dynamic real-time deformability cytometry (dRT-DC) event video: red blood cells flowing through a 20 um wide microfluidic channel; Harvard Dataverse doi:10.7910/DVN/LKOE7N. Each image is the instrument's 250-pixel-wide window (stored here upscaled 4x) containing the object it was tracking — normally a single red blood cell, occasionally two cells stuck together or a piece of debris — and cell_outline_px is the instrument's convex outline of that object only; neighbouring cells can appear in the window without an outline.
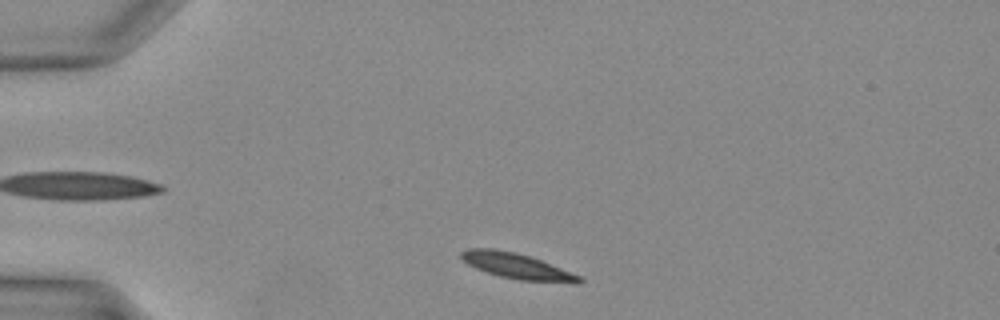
{"species": "Egyptian fruit bat (a non-hibernating species)", "species_latin": "Rousettus aegyptiacus", "temperature_condition": "warm", "stored_images_in_passage": 32, "camera_frame_rate_fps": 3000, "um_per_image_px": 0.085, "animal": {"sex": "female"}, "frame": {"image": 1, "passage_image": 2, "time_ms": 0.333, "image_size_px": [1000, 320], "cell_outline_px": [[584, 280], [580, 284], [576, 284], [520, 280], [500, 276], [476, 268], [468, 264], [460, 256], [460, 252], [468, 248], [496, 248], [516, 252], [540, 260], [580, 276]], "centroid_in_image_um": [43.95, 22.62], "position_along_channel_um": 41.1, "area_um2": 17.57}}
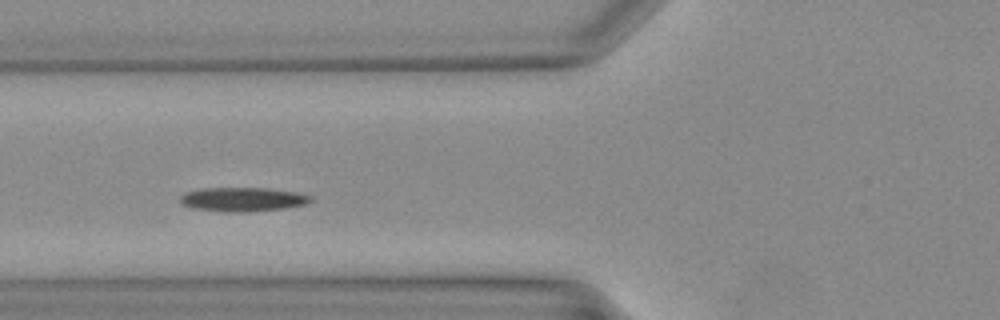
{"frame": {"image": 2, "passage_image": 8, "time_ms": 2.333, "image_size_px": [1000, 320], "cell_outline_px": [[312, 200], [304, 204], [284, 208], [240, 212], [224, 212], [192, 208], [180, 204], [180, 196], [184, 192], [204, 188], [264, 188], [292, 192], [312, 196]], "centroid_in_image_um": [20.54, 16.95], "position_along_channel_um": 105.3, "area_um2": 18.09}}
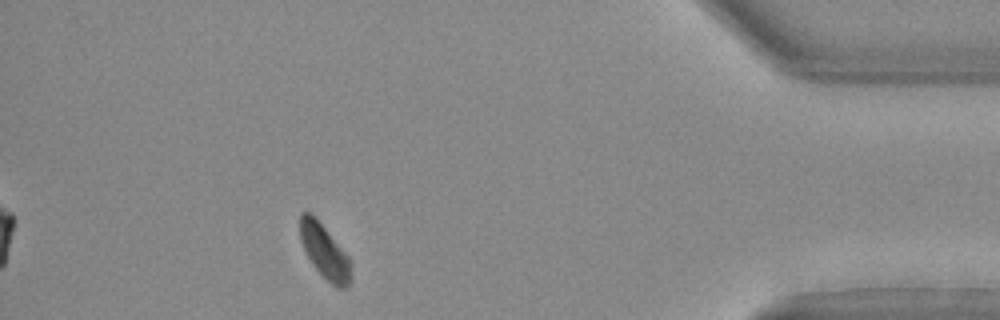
{"frame": {"image": 3, "passage_image": 28, "time_ms": 9.0, "image_size_px": [1000, 320], "cell_outline_px": [[352, 280], [348, 288], [336, 288], [312, 264], [300, 240], [300, 212], [308, 212], [324, 228], [352, 260]], "centroid_in_image_um": [27.65, 21.45], "position_along_channel_um": 407.6, "area_um2": 15.84}}